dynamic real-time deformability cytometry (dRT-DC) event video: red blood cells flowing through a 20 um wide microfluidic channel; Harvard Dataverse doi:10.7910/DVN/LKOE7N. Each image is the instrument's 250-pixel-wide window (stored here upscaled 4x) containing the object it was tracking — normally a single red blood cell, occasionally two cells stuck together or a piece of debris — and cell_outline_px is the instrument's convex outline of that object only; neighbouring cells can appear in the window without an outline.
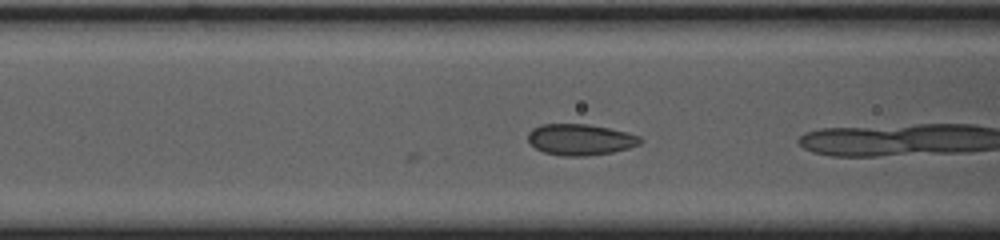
{"species": "common noctule bat (a hibernating species)", "species_latin": "Nyctalus noctula", "temperature_condition": "cold", "stored_images_in_passage": 6, "camera_frame_rate_fps": 3000, "um_per_image_px": 0.085, "animal": {"sex": "female", "body_mass_g": 23.0, "forearm_length_mm": 53.4}, "frame": {"image": 1, "passage_image": 6, "time_ms": 1.667, "image_size_px": [1000, 240], "cell_outline_px": [[644, 140], [640, 144], [628, 148], [612, 152], [584, 156], [564, 156], [544, 152], [536, 148], [528, 140], [528, 132], [532, 128], [540, 124], [588, 124], [628, 132], [640, 136]], "centroid_in_image_um": [49.34, 11.85], "position_along_channel_um": 117.3, "area_um2": 20.4}}